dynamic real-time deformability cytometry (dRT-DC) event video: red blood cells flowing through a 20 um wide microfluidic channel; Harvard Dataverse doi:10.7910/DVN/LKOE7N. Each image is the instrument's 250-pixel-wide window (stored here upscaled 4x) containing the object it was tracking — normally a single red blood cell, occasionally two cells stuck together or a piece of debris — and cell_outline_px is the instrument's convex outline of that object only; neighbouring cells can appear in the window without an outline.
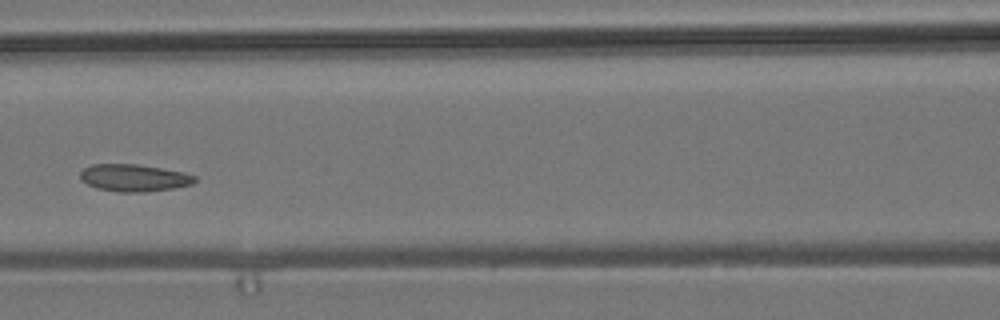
{"species": "common noctule bat (a hibernating species)", "species_latin": "Nyctalus noctula", "temperature_condition": "room temperature", "stored_images_in_passage": 6, "camera_frame_rate_fps": 3000, "um_per_image_px": 0.085, "animal": {"sex": "male", "body_mass_g": 19.2, "forearm_length_mm": 51.8}, "frame": {"image": 1, "passage_image": 3, "time_ms": 2.333, "image_size_px": [1000, 320], "cell_outline_px": [[196, 180], [192, 184], [172, 188], [144, 192], [116, 192], [96, 188], [80, 180], [80, 172], [84, 168], [92, 164], [136, 164], [160, 168], [180, 172], [196, 176]], "centroid_in_image_um": [11.33, 15.12], "position_along_channel_um": 155.3, "area_um2": 18.03}}
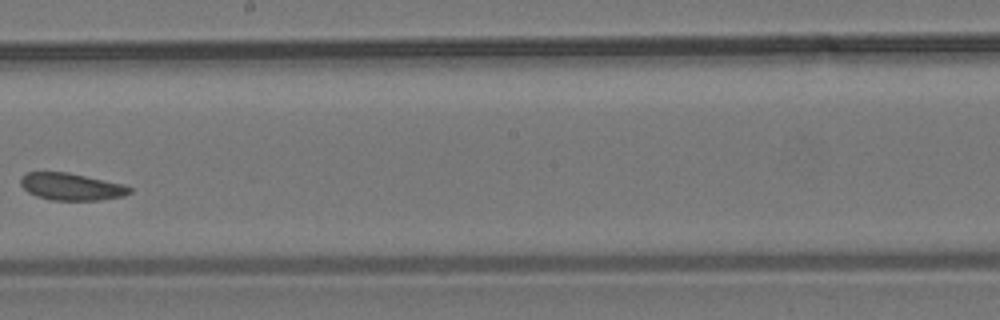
{"frame": {"image": 2, "passage_image": 5, "time_ms": 4.667, "image_size_px": [1000, 320], "cell_outline_px": [[132, 192], [124, 196], [100, 200], [52, 200], [36, 196], [28, 192], [20, 184], [20, 176], [28, 172], [68, 172], [120, 184], [132, 188]], "centroid_in_image_um": [6.03, 15.87], "position_along_channel_um": 242.2, "area_um2": 17.11}}
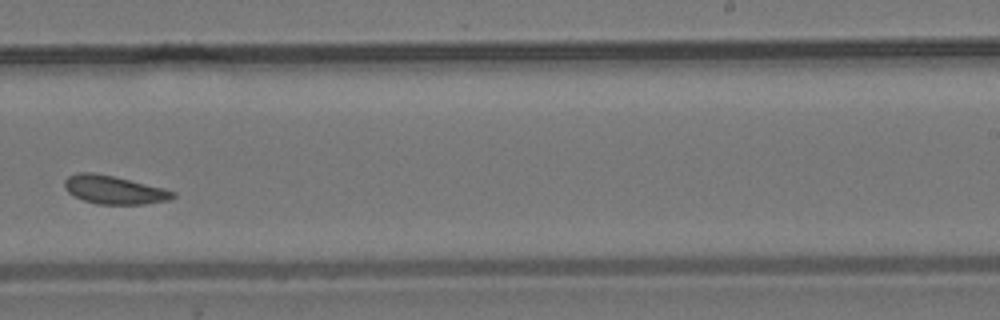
{"frame": {"image": 3, "passage_image": 6, "time_ms": 5.667, "image_size_px": [1000, 320], "cell_outline_px": [[176, 196], [168, 200], [144, 204], [96, 204], [84, 200], [68, 192], [64, 188], [64, 180], [68, 176], [80, 172], [92, 172], [112, 176], [164, 188], [176, 192]], "centroid_in_image_um": [9.69, 16.14], "position_along_channel_um": 279.3, "area_um2": 17.74}}